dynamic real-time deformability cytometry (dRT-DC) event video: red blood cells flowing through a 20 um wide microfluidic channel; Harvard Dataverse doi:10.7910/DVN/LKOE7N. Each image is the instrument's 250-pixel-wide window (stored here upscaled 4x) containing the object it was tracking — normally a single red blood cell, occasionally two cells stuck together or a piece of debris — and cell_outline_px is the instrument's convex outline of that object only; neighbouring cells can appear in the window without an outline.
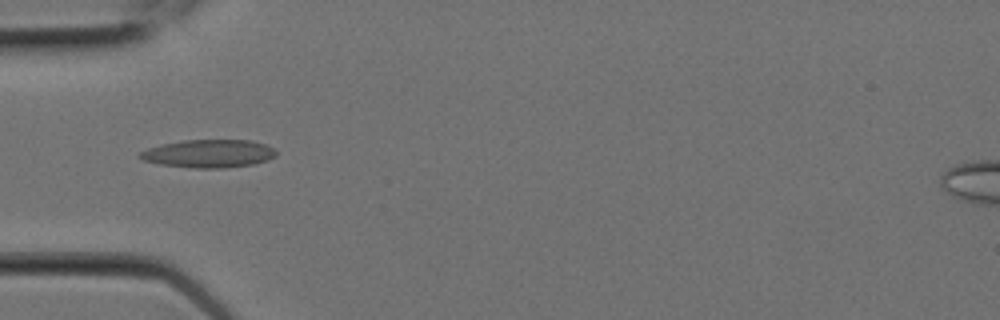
{"species": "Egyptian fruit bat (a non-hibernating species)", "species_latin": "Rousettus aegyptiacus", "temperature_condition": "room temperature", "stored_images_in_passage": 5, "camera_frame_rate_fps": 3000, "um_per_image_px": 0.085, "animal": {"sex": "female"}, "frame": {"image": 1, "passage_image": 3, "time_ms": 0.667, "image_size_px": [1000, 320], "cell_outline_px": [[276, 156], [268, 160], [252, 164], [224, 168], [192, 168], [160, 164], [144, 160], [136, 156], [140, 152], [148, 148], [160, 144], [184, 140], [252, 140], [268, 144], [276, 148]], "centroid_in_image_um": [17.77, 13.05], "position_along_channel_um": 67.2, "area_um2": 22.48}}
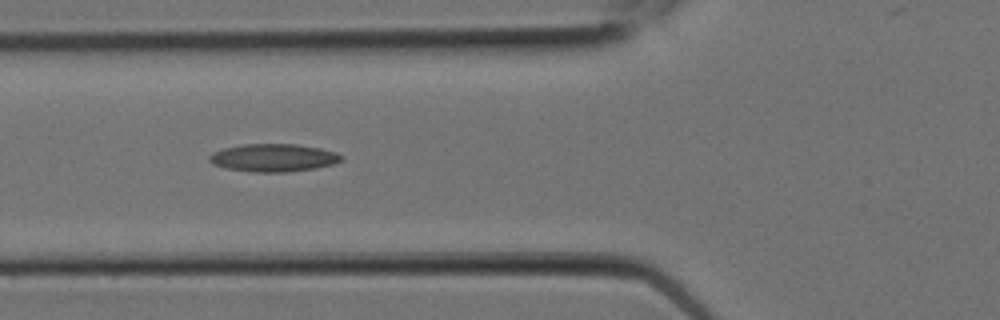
{"frame": {"image": 2, "passage_image": 4, "time_ms": 1.0, "image_size_px": [1000, 320], "cell_outline_px": [[344, 156], [340, 160], [332, 164], [316, 168], [284, 172], [252, 172], [228, 168], [212, 164], [208, 160], [208, 156], [212, 152], [224, 148], [244, 144], [296, 144], [320, 148], [336, 152]], "centroid_in_image_um": [23.22, 13.4], "position_along_channel_um": 102.6, "area_um2": 21.33}}
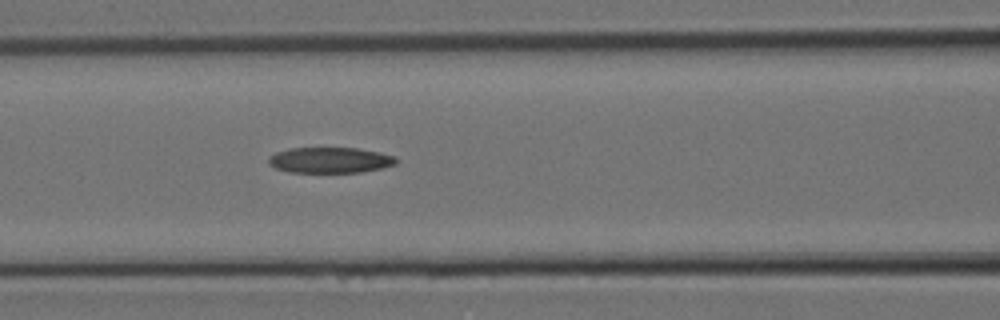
{"frame": {"image": 3, "passage_image": 5, "time_ms": 1.333, "image_size_px": [1000, 320], "cell_outline_px": [[396, 164], [380, 168], [360, 172], [288, 172], [276, 168], [268, 164], [268, 156], [276, 152], [288, 148], [360, 148], [380, 152], [396, 156]], "centroid_in_image_um": [28.03, 13.6], "position_along_channel_um": 138.6, "area_um2": 19.19}}